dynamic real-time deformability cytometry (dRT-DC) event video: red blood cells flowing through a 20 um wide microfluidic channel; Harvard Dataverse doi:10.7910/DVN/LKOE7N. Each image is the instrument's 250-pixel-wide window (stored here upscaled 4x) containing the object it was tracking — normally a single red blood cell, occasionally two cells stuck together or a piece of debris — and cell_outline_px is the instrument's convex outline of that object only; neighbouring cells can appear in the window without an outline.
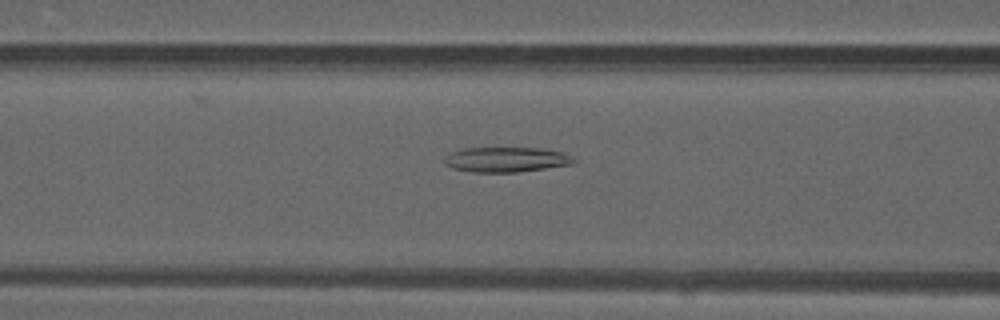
{"species": "common noctule bat (a hibernating species)", "species_latin": "Nyctalus noctula", "temperature_condition": "warm", "stored_images_in_passage": 46, "camera_frame_rate_fps": 3000, "um_per_image_px": 0.085, "animal": {"sex": "male", "forearm_length_mm": 52.5}, "frame": {"image": 1, "passage_image": 20, "time_ms": 6.333, "image_size_px": [1000, 320], "cell_outline_px": [[580, 160], [572, 164], [516, 172], [472, 172], [452, 168], [444, 164], [444, 160], [452, 152], [460, 148], [540, 148], [560, 152], [572, 156]], "centroid_in_image_um": [43.03, 13.56], "position_along_channel_um": 123.6, "area_um2": 18.79}}
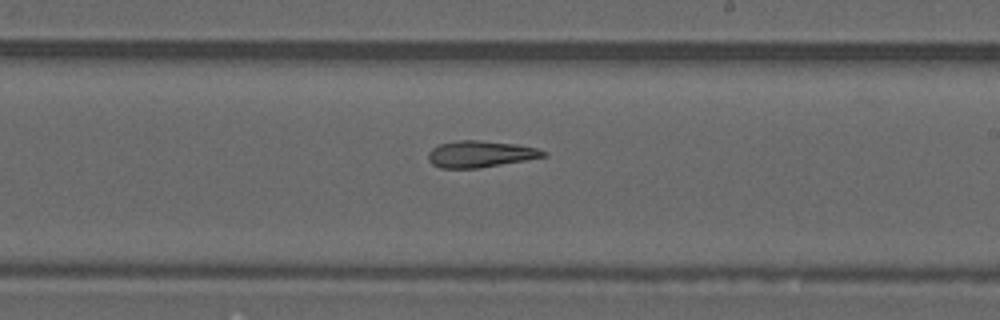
{"frame": {"image": 2, "passage_image": 29, "time_ms": 9.333, "image_size_px": [1000, 320], "cell_outline_px": [[548, 156], [480, 168], [440, 168], [432, 164], [428, 160], [428, 152], [432, 148], [440, 144], [456, 140], [476, 140], [516, 144], [536, 148], [548, 152]], "centroid_in_image_um": [40.82, 13.09], "position_along_channel_um": 248.2, "area_um2": 17.86}}
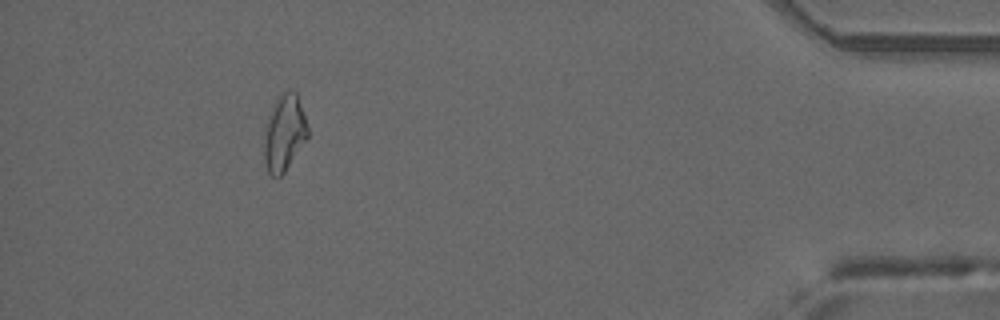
{"frame": {"image": 3, "passage_image": 45, "time_ms": 14.667, "image_size_px": [1000, 320], "cell_outline_px": [[308, 136], [284, 172], [280, 176], [272, 176], [268, 172], [264, 160], [264, 136], [268, 116], [276, 100], [284, 92], [296, 92], [308, 124]], "centroid_in_image_um": [24.16, 11.32], "position_along_channel_um": 411.0, "area_um2": 18.96}}